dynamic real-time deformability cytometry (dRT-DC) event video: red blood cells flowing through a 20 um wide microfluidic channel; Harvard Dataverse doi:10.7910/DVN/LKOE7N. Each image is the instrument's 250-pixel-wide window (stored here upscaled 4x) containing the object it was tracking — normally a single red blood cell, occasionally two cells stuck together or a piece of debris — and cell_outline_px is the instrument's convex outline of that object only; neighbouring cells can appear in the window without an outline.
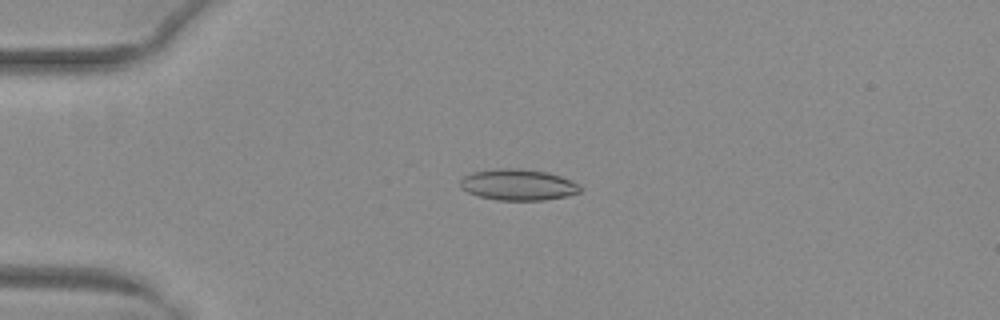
{"species": "common noctule bat (a hibernating species)", "species_latin": "Nyctalus noctula", "temperature_condition": "warm", "stored_images_in_passage": 43, "camera_frame_rate_fps": 3000, "um_per_image_px": 0.085, "animal": {"sex": "female", "body_mass_g": 29.2, "forearm_length_mm": 56.3}, "frame": {"image": 1, "passage_image": 5, "time_ms": 1.333, "image_size_px": [1000, 320], "cell_outline_px": [[580, 192], [568, 196], [544, 200], [496, 200], [476, 196], [460, 188], [460, 180], [464, 176], [472, 172], [496, 168], [520, 168], [548, 172], [560, 176], [576, 184], [580, 188]], "centroid_in_image_um": [43.98, 15.7], "position_along_channel_um": 41.0, "area_um2": 21.85}}
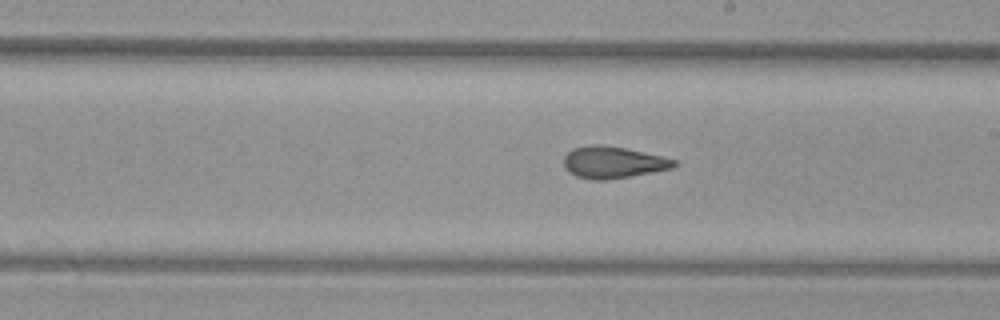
{"frame": {"image": 2, "passage_image": 22, "time_ms": 7.0, "image_size_px": [1000, 320], "cell_outline_px": [[676, 164], [672, 168], [628, 176], [604, 180], [592, 180], [576, 176], [568, 172], [564, 168], [564, 156], [572, 148], [592, 144], [600, 144], [624, 148], [660, 156], [676, 160]], "centroid_in_image_um": [52.03, 13.79], "position_along_channel_um": 237.0, "area_um2": 20.17}}
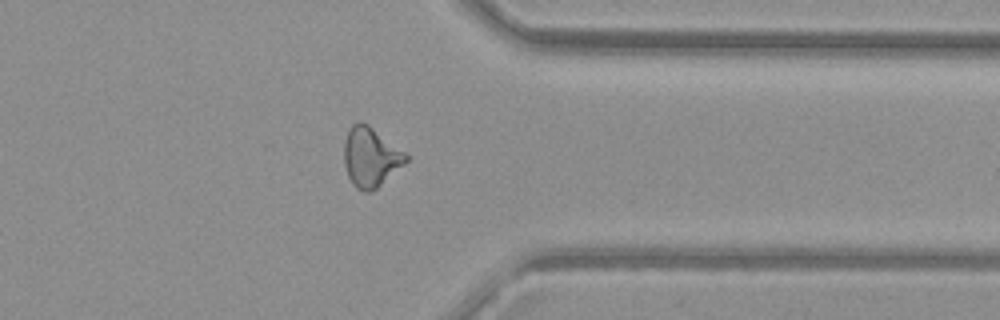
{"frame": {"image": 3, "passage_image": 33, "time_ms": 10.667, "image_size_px": [1000, 320], "cell_outline_px": [[408, 160], [404, 164], [376, 188], [368, 192], [364, 192], [356, 188], [352, 184], [348, 176], [344, 164], [344, 140], [348, 128], [352, 124], [360, 120], [368, 124], [404, 152], [408, 156]], "centroid_in_image_um": [31.46, 13.33], "position_along_channel_um": 379.9, "area_um2": 21.33}, "authors_computed_cell_mechanics": {"area_um2": 20.8658, "velocity_mm_per_s": 4.0532, "shape_relaxation_time_tau1_ms": null, "shape_relaxation_time_tau2_ms": 2.2377, "deformation_change_tau1": null, "deformation_change_tau2": 0.0862}}